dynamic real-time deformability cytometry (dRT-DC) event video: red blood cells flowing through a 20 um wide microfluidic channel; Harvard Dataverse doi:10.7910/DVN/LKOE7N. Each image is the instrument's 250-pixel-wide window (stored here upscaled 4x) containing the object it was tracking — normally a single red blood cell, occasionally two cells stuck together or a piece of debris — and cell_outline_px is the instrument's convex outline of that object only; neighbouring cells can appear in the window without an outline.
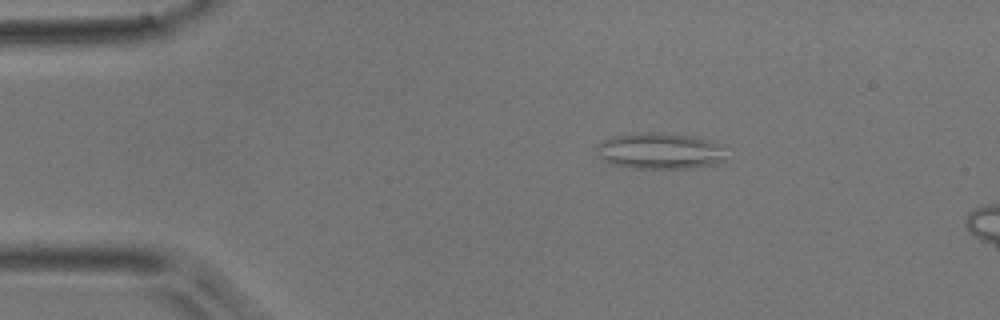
{"species": "common noctule bat (a hibernating species)", "species_latin": "Nyctalus noctula", "temperature_condition": "room temperature", "stored_images_in_passage": 5, "camera_frame_rate_fps": 3000, "um_per_image_px": 0.085, "animal": {"sex": "male", "body_mass_g": 17.9}, "frame": {"image": 1, "passage_image": 1, "time_ms": 0.0, "image_size_px": [1000, 320], "cell_outline_px": [[724, 160], [712, 164], [692, 168], [632, 168], [612, 164], [596, 156], [596, 144], [612, 136], [648, 132], [652, 132], [692, 136], [712, 140], [720, 148]], "centroid_in_image_um": [55.99, 12.83], "position_along_channel_um": 29.0, "area_um2": 27.05}}